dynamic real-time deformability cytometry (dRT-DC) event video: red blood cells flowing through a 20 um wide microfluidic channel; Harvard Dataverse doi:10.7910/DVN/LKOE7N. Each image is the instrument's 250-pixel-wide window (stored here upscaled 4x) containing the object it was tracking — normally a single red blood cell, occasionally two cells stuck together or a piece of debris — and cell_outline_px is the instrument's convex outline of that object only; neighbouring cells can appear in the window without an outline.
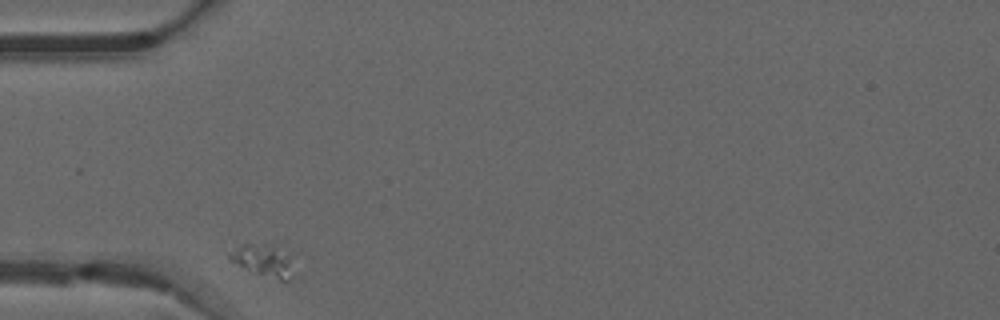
{"species": "common noctule bat (a hibernating species)", "species_latin": "Nyctalus noctula", "temperature_condition": "warm", "stored_images_in_passage": 31, "camera_frame_rate_fps": 3000, "um_per_image_px": 0.085, "animal": {"sex": "male", "forearm_length_mm": 52.5}, "frame": {"image": 1, "passage_image": 1, "time_ms": 0.0, "image_size_px": [1000, 320], "cell_outline_px": [[292, 276], [288, 280], [280, 280], [256, 272], [232, 260], [224, 252], [244, 244], [280, 244], [292, 252]], "centroid_in_image_um": [22.48, 22.05], "position_along_channel_um": 62.5, "area_um2": 12.2}}
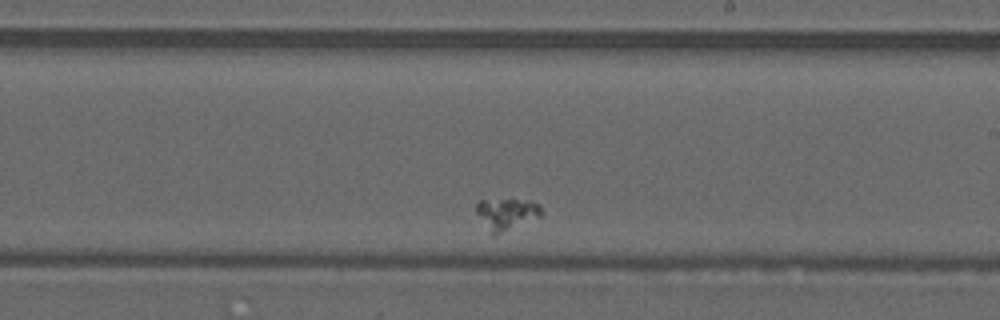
{"frame": {"image": 2, "passage_image": 18, "time_ms": 5.667, "image_size_px": [1000, 320], "cell_outline_px": [[544, 216], [496, 236], [492, 236], [476, 212], [476, 204], [480, 200], [512, 196], [540, 204]], "centroid_in_image_um": [43.1, 18.15], "position_along_channel_um": 245.9, "area_um2": 12.95}}
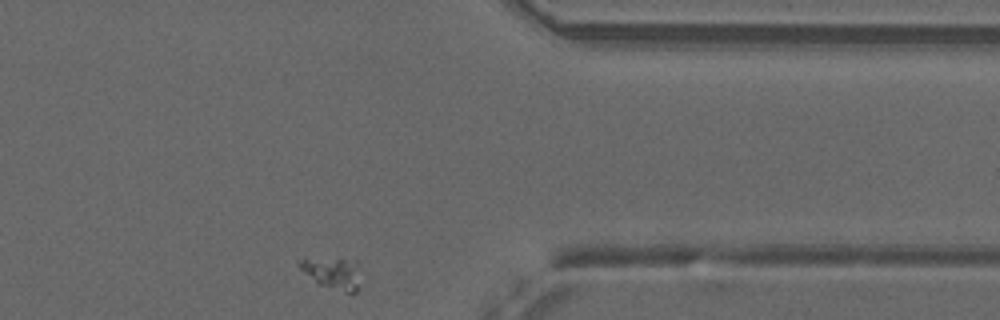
{"frame": {"image": 3, "passage_image": 31, "time_ms": 10.0, "image_size_px": [1000, 320], "cell_outline_px": [[356, 292], [344, 292], [320, 284], [300, 268], [296, 264], [296, 260], [340, 256], [356, 260]], "centroid_in_image_um": [28.21, 23.12], "position_along_channel_um": 383.2, "area_um2": 10.98}}